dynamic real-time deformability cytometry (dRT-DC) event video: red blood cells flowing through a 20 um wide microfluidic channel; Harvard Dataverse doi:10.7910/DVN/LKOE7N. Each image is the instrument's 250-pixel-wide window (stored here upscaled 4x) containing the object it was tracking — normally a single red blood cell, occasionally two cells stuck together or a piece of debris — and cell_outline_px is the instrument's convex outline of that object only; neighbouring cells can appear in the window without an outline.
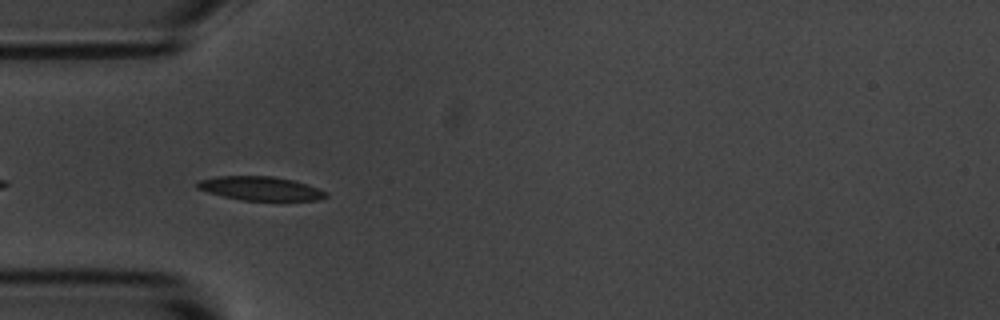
{"species": "common noctule bat (a hibernating species)", "species_latin": "Nyctalus noctula", "temperature_condition": "room temperature", "stored_images_in_passage": 5, "camera_frame_rate_fps": 3000, "um_per_image_px": 0.085, "animal": {"sex": "male", "body_mass_g": 20.1, "forearm_length_mm": 53.5}, "frame": {"image": 1, "passage_image": 5, "time_ms": 1.333, "image_size_px": [1000, 320], "cell_outline_px": [[328, 196], [320, 200], [244, 200], [224, 196], [208, 192], [196, 188], [196, 180], [216, 176], [272, 176], [292, 180], [328, 192]], "centroid_in_image_um": [22.09, 16.01], "position_along_channel_um": 62.9, "area_um2": 17.74}}